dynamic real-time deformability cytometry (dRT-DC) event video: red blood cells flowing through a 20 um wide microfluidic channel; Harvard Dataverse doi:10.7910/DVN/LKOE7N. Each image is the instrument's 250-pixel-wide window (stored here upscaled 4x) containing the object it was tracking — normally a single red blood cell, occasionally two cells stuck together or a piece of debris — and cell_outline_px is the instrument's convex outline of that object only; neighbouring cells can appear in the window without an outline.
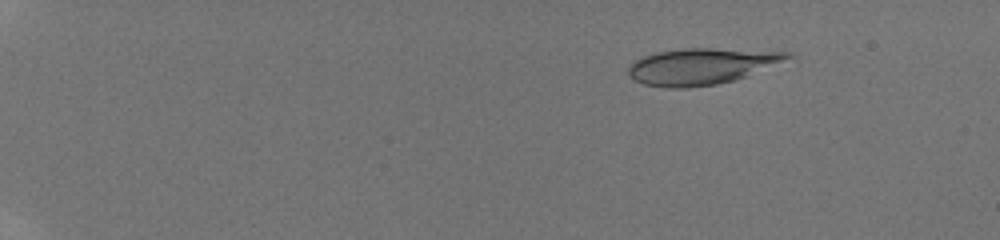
{"species": "human", "species_latin": "Homo sapiens", "temperature_condition": "room temperature", "stored_images_in_passage": 21, "camera_frame_rate_fps": 3000, "um_per_image_px": 0.085, "donor": {"sex": "male"}, "frame": {"image": 1, "passage_image": 4, "time_ms": 2.667, "image_size_px": [1000, 240], "cell_outline_px": [[796, 56], [744, 76], [732, 80], [716, 84], [688, 88], [664, 88], [644, 84], [636, 80], [628, 72], [628, 64], [640, 56], [656, 52], [684, 48], [712, 48], [792, 52]], "centroid_in_image_um": [59.57, 5.62], "position_along_channel_um": 25.4, "area_um2": 33.52}}
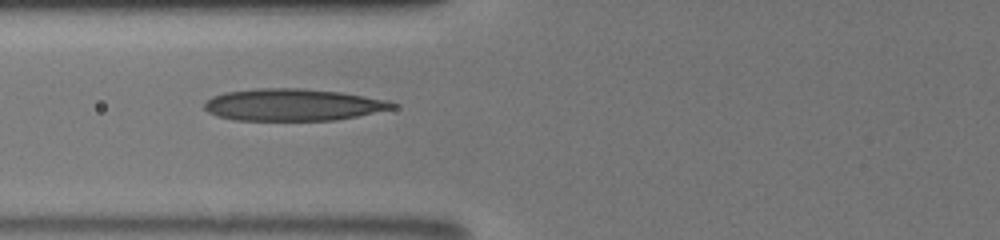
{"frame": {"image": 2, "passage_image": 16, "time_ms": 8.0, "image_size_px": [1000, 240], "cell_outline_px": [[396, 108], [336, 120], [236, 120], [216, 116], [208, 112], [204, 108], [204, 104], [212, 96], [224, 92], [256, 88], [300, 88], [340, 92], [388, 100], [396, 104]], "centroid_in_image_um": [24.87, 8.9], "position_along_channel_um": 100.9, "area_um2": 35.03}}
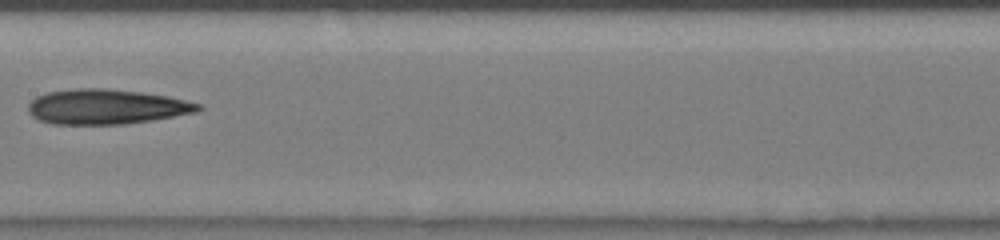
{"frame": {"image": 3, "passage_image": 21, "time_ms": 10.333, "image_size_px": [1000, 240], "cell_outline_px": [[204, 108], [196, 112], [152, 120], [124, 124], [52, 124], [40, 120], [32, 116], [28, 112], [28, 104], [36, 96], [48, 92], [76, 88], [104, 88], [140, 92], [168, 96], [200, 104]], "centroid_in_image_um": [9.02, 9.07], "position_along_channel_um": 198.4, "area_um2": 34.56}}